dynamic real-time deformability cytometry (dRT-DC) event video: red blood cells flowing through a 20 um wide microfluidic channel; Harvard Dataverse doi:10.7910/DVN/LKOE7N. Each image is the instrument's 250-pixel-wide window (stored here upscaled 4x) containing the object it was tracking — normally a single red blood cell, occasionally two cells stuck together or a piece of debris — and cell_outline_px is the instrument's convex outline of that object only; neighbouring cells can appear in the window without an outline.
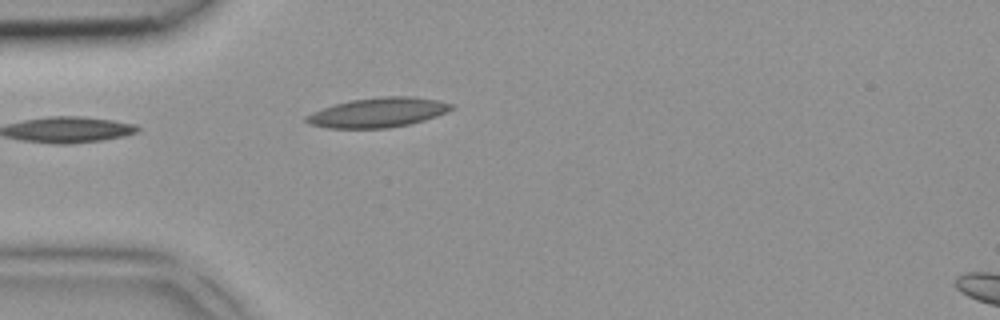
{"species": "common noctule bat (a hibernating species)", "species_latin": "Nyctalus noctula", "temperature_condition": "room temperature", "stored_images_in_passage": 4, "segment_of_instrument_passage": [1, 2], "camera_frame_rate_fps": 3000, "um_per_image_px": 0.085, "animal": {"sex": "female", "body_mass_g": 18.4}, "frame": {"image": 1, "passage_image": 3, "time_ms": 0.667, "image_size_px": [1000, 320], "cell_outline_px": [[456, 108], [448, 112], [412, 124], [388, 128], [328, 128], [308, 124], [304, 120], [304, 116], [312, 112], [348, 100], [380, 96], [412, 96], [440, 100], [452, 104]], "centroid_in_image_um": [32.15, 9.56], "position_along_channel_um": 52.8, "area_um2": 25.37}}